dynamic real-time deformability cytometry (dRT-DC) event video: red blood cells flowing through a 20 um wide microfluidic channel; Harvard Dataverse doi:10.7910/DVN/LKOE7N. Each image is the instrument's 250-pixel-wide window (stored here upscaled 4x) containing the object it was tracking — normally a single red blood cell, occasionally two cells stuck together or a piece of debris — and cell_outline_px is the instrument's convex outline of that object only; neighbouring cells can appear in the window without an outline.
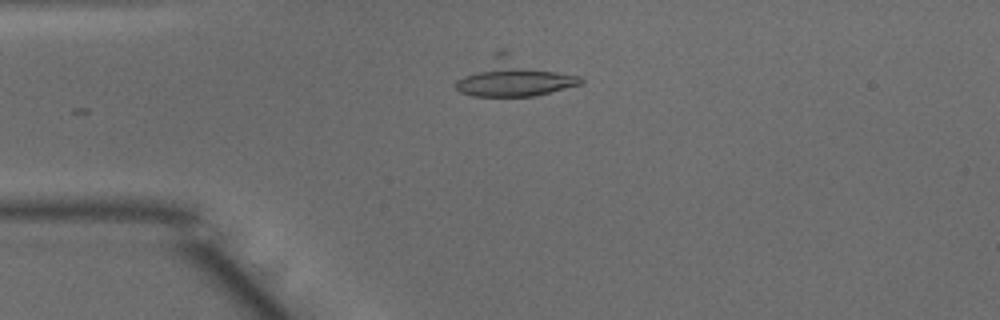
{"species": "common noctule bat (a hibernating species)", "species_latin": "Nyctalus noctula", "temperature_condition": "warm", "stored_images_in_passage": 15, "camera_frame_rate_fps": 3000, "um_per_image_px": 0.085, "animal": {"sex": "male", "body_mass_g": 15.6}, "frame": {"image": 1, "passage_image": 1, "time_ms": 0.0, "image_size_px": [1000, 320], "cell_outline_px": [[584, 80], [580, 84], [536, 96], [472, 96], [460, 92], [456, 88], [456, 80], [500, 48], [504, 48], [580, 76]], "centroid_in_image_um": [43.71, 6.53], "position_along_channel_um": 41.3, "area_um2": 28.09}}
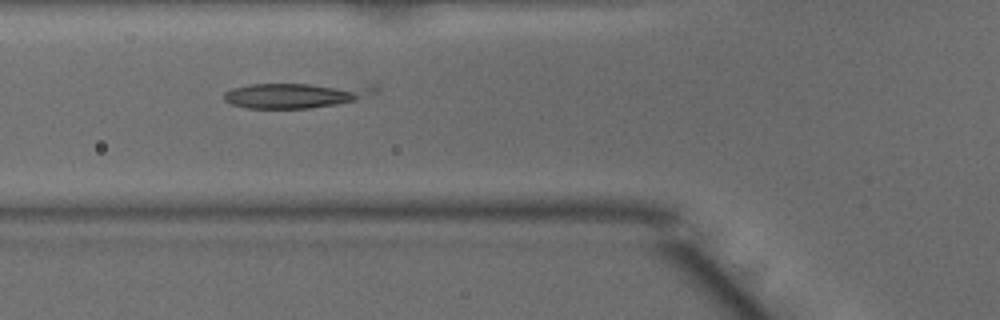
{"frame": {"image": 2, "passage_image": 7, "time_ms": 2.0, "image_size_px": [1000, 320], "cell_outline_px": [[380, 88], [376, 92], [356, 100], [336, 104], [308, 108], [248, 108], [232, 104], [224, 100], [224, 92], [232, 88], [248, 84], [376, 84]], "centroid_in_image_um": [25.2, 8.07], "position_along_channel_um": 100.6, "area_um2": 22.31}}
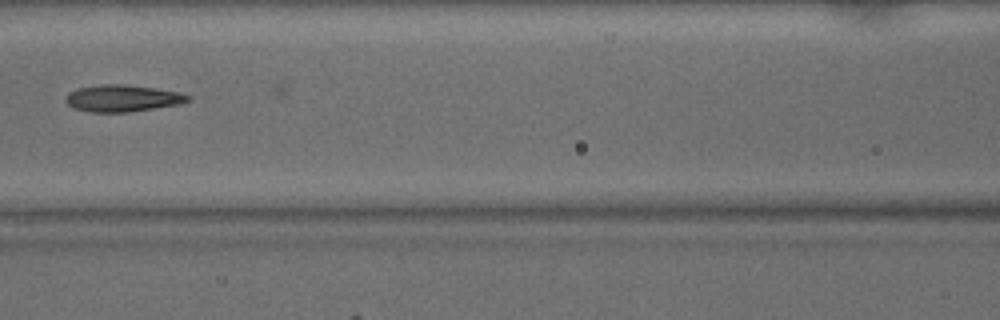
{"frame": {"image": 3, "passage_image": 11, "time_ms": 3.333, "image_size_px": [1000, 320], "cell_outline_px": [[192, 100], [180, 104], [128, 112], [88, 112], [72, 108], [64, 100], [64, 96], [68, 92], [76, 88], [100, 84], [124, 84], [156, 88], [180, 92], [188, 96]], "centroid_in_image_um": [10.36, 8.35], "position_along_channel_um": 156.2, "area_um2": 19.36}}